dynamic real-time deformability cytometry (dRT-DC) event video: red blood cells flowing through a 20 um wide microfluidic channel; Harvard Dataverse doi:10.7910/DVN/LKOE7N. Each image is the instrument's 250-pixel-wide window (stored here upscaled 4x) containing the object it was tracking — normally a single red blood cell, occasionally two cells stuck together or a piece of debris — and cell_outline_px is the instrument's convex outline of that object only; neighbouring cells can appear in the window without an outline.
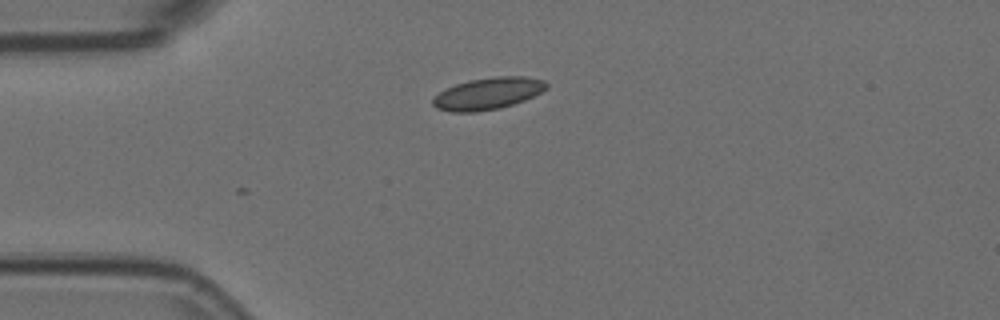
{"species": "Egyptian fruit bat (a non-hibernating species)", "species_latin": "Rousettus aegyptiacus", "temperature_condition": "room temperature", "stored_images_in_passage": 13, "camera_frame_rate_fps": 3000, "um_per_image_px": 0.085, "animal": {"sex": "female"}, "frame": {"image": 1, "passage_image": 1, "time_ms": 0.0, "image_size_px": [1000, 320], "cell_outline_px": [[548, 88], [524, 100], [500, 108], [476, 112], [452, 112], [436, 108], [432, 104], [432, 100], [440, 92], [456, 84], [468, 80], [496, 76], [524, 76], [544, 80], [548, 84]], "centroid_in_image_um": [41.48, 7.95], "position_along_channel_um": 43.5, "area_um2": 20.98}}
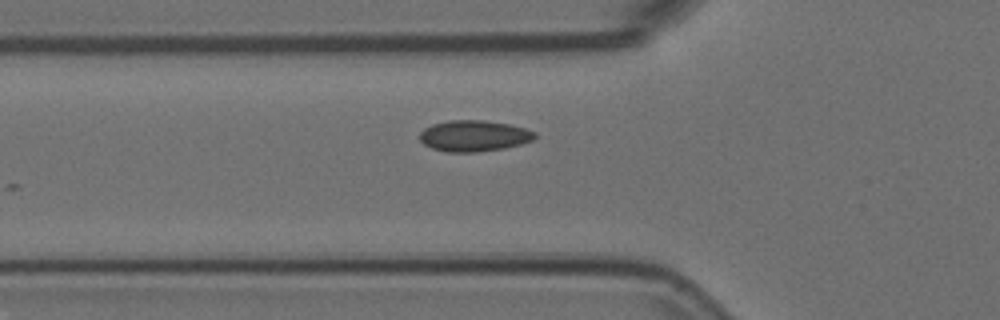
{"frame": {"image": 2, "passage_image": 6, "time_ms": 1.667, "image_size_px": [1000, 320], "cell_outline_px": [[536, 136], [532, 140], [520, 144], [504, 148], [476, 152], [448, 152], [432, 148], [424, 144], [420, 140], [420, 132], [424, 128], [432, 124], [448, 120], [484, 120], [508, 124], [524, 128], [536, 132]], "centroid_in_image_um": [40.26, 11.54], "position_along_channel_um": 85.5, "area_um2": 20.81}}
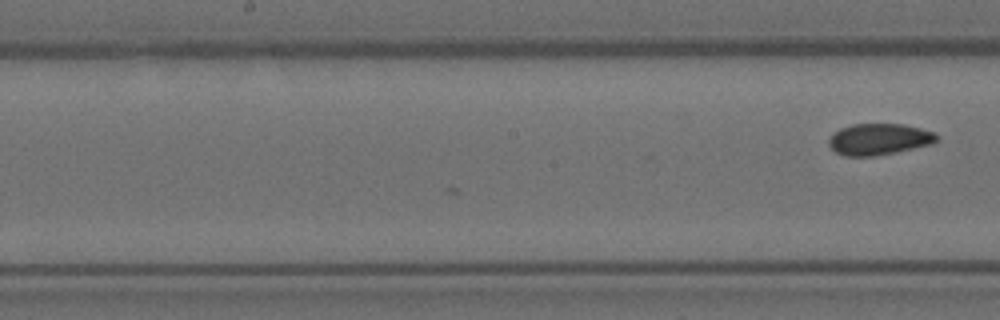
{"frame": {"image": 3, "passage_image": 13, "time_ms": 4.0, "image_size_px": [1000, 320], "cell_outline_px": [[940, 136], [932, 144], [896, 152], [872, 156], [844, 156], [836, 152], [828, 144], [828, 140], [832, 132], [840, 128], [852, 124], [904, 124], [920, 128], [932, 132]], "centroid_in_image_um": [74.69, 11.83], "position_along_channel_um": 173.5, "area_um2": 19.77}}